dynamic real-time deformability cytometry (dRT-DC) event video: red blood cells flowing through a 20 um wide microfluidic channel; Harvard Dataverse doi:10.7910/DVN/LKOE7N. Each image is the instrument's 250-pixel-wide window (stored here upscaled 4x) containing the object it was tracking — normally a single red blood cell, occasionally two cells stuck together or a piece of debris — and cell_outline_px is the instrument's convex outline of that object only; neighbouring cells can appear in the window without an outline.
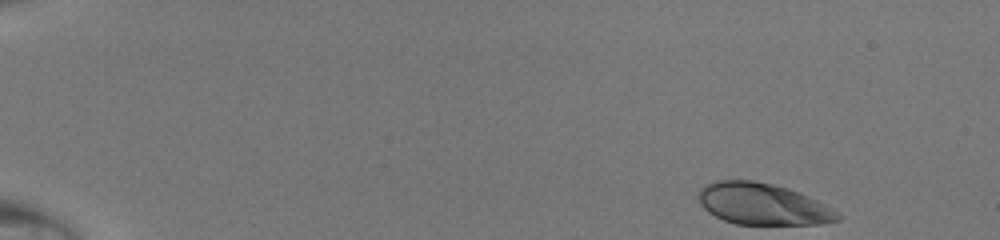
{"species": "human", "species_latin": "Homo sapiens", "temperature_condition": "room temperature", "stored_images_in_passage": 44, "camera_frame_rate_fps": 3000, "um_per_image_px": 0.085, "donor": {"sex": "male"}, "frame": {"image": 1, "passage_image": 1, "time_ms": 0.0, "image_size_px": [1000, 240], "cell_outline_px": [[844, 216], [840, 220], [820, 224], [736, 224], [724, 220], [708, 212], [700, 204], [700, 188], [716, 180], [752, 180], [772, 184], [788, 188], [800, 192], [840, 212]], "centroid_in_image_um": [64.88, 17.35], "position_along_channel_um": 20.1, "area_um2": 33.64}}
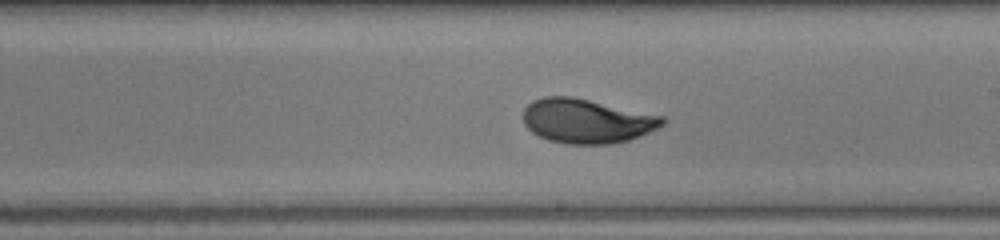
{"frame": {"image": 2, "passage_image": 26, "time_ms": 8.333, "image_size_px": [1000, 240], "cell_outline_px": [[668, 120], [664, 124], [648, 132], [628, 140], [612, 144], [568, 144], [548, 140], [532, 132], [524, 124], [524, 108], [532, 100], [544, 96], [572, 96], [664, 116]], "centroid_in_image_um": [49.87, 10.27], "position_along_channel_um": 239.1, "area_um2": 36.01}}
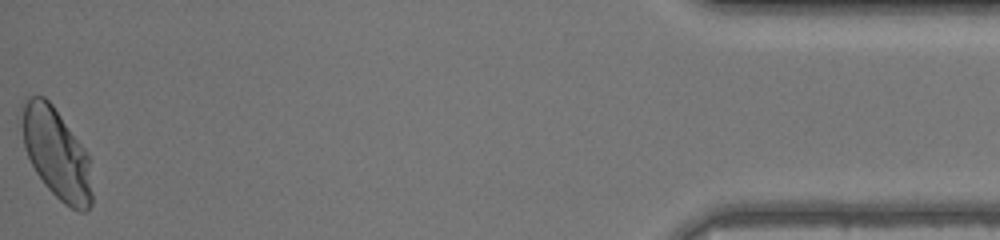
{"frame": {"image": 3, "passage_image": 44, "time_ms": 14.333, "image_size_px": [1000, 240], "cell_outline_px": [[92, 204], [88, 212], [80, 212], [64, 204], [44, 184], [36, 172], [24, 148], [20, 104], [24, 96], [44, 96], [52, 104], [88, 152], [92, 192]], "centroid_in_image_um": [4.79, 13.02], "position_along_channel_um": 430.4, "area_um2": 37.34}}